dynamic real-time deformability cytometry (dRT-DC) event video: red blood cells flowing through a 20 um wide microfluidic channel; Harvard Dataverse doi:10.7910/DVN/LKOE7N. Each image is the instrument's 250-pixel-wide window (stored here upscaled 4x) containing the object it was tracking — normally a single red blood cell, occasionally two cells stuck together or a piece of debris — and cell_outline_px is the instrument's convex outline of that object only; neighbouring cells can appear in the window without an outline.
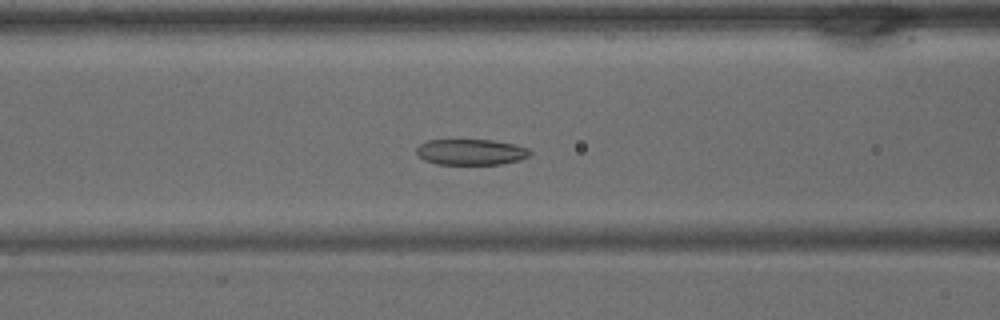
{"species": "common noctule bat (a hibernating species)", "species_latin": "Nyctalus noctula", "temperature_condition": "warm", "stored_images_in_passage": 38, "camera_frame_rate_fps": 3000, "um_per_image_px": 0.085, "animal": {"sex": "male", "body_mass_g": 15.6}, "frame": {"image": 1, "passage_image": 14, "time_ms": 4.333, "image_size_px": [1000, 320], "cell_outline_px": [[532, 152], [528, 156], [520, 160], [504, 164], [436, 164], [424, 160], [416, 156], [416, 148], [420, 144], [428, 140], [492, 140], [512, 144], [528, 148]], "centroid_in_image_um": [40.0, 12.93], "position_along_channel_um": 126.6, "area_um2": 17.17}}
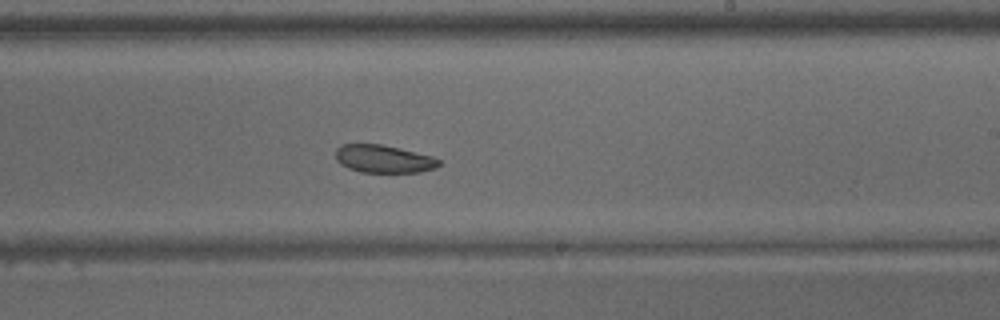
{"frame": {"image": 2, "passage_image": 22, "time_ms": 7.0, "image_size_px": [1000, 320], "cell_outline_px": [[440, 164], [436, 168], [420, 172], [360, 172], [348, 168], [340, 164], [336, 160], [336, 148], [340, 144], [380, 144], [432, 156], [440, 160]], "centroid_in_image_um": [32.58, 13.51], "position_along_channel_um": 256.4, "area_um2": 16.7}}
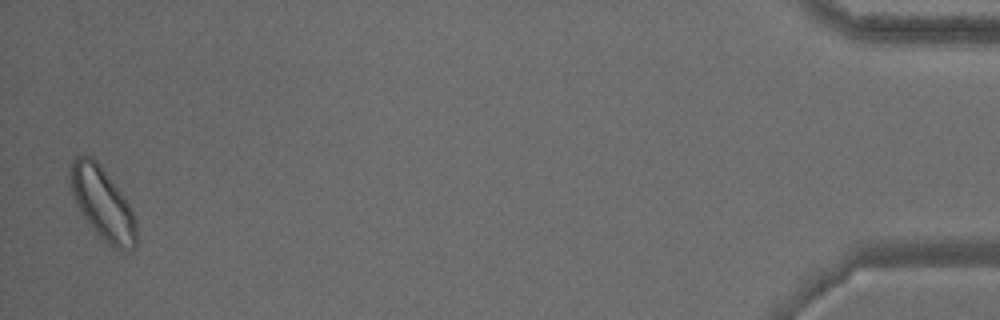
{"frame": {"image": 3, "passage_image": 38, "time_ms": 12.333, "image_size_px": [1000, 320], "cell_outline_px": [[136, 248], [112, 248], [100, 240], [76, 204], [72, 192], [72, 160], [76, 156], [92, 156], [100, 164], [124, 196], [132, 208], [136, 220]], "centroid_in_image_um": [8.75, 17.33], "position_along_channel_um": 426.4, "area_um2": 27.46}}